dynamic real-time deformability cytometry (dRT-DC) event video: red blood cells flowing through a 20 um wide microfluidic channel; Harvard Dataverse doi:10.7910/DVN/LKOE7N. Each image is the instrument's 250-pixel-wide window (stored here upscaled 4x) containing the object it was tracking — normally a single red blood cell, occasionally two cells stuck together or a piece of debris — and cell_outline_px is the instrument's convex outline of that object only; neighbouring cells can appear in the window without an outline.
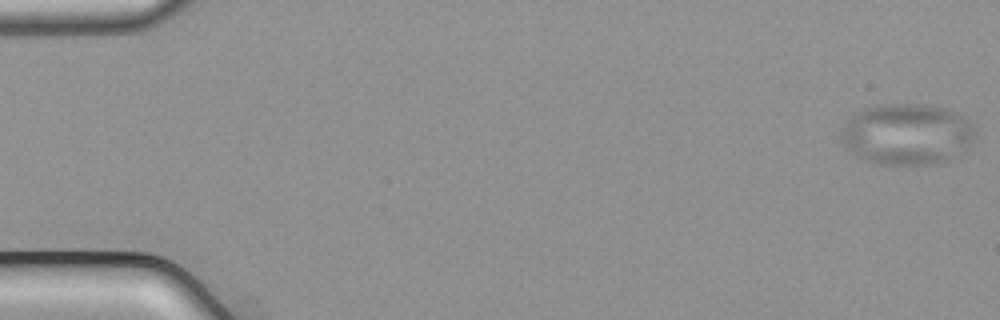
{"species": "common noctule bat (a hibernating species)", "species_latin": "Nyctalus noctula", "temperature_condition": "cold", "stored_images_in_passage": 51, "camera_frame_rate_fps": 3000, "um_per_image_px": 0.085, "animal": {"sex": "male", "body_mass_g": 21.5, "forearm_length_mm": 52.0}, "frame": {"image": 1, "passage_image": 1, "time_ms": 0.0, "image_size_px": [1000, 320], "cell_outline_px": [[976, 140], [972, 144], [948, 160], [936, 164], [872, 164], [856, 156], [848, 148], [840, 132], [844, 124], [856, 112], [864, 108], [876, 104], [924, 104], [952, 108], [968, 116], [976, 124]], "centroid_in_image_um": [77.19, 11.37], "position_along_channel_um": 7.8, "area_um2": 48.84}}
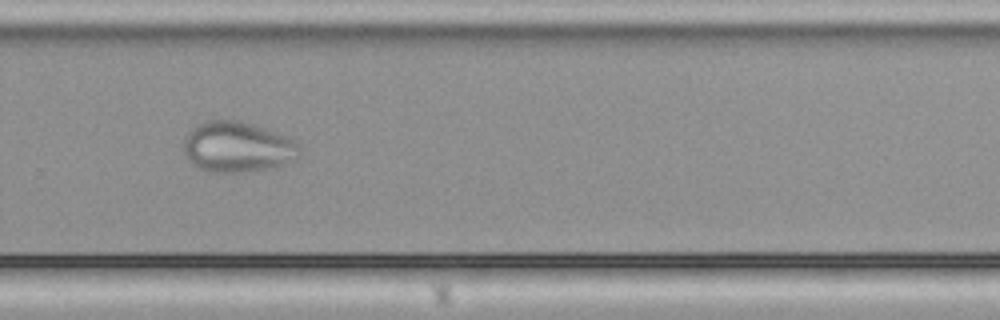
{"frame": {"image": 2, "passage_image": 37, "time_ms": 12.0, "image_size_px": [1000, 320], "cell_outline_px": [[300, 152], [296, 156], [284, 164], [276, 168], [244, 172], [208, 172], [196, 168], [184, 156], [184, 140], [188, 132], [196, 124], [204, 120], [240, 120], [252, 124], [296, 140], [300, 144]], "centroid_in_image_um": [20.14, 12.5], "position_along_channel_um": 309.7, "area_um2": 34.51}}
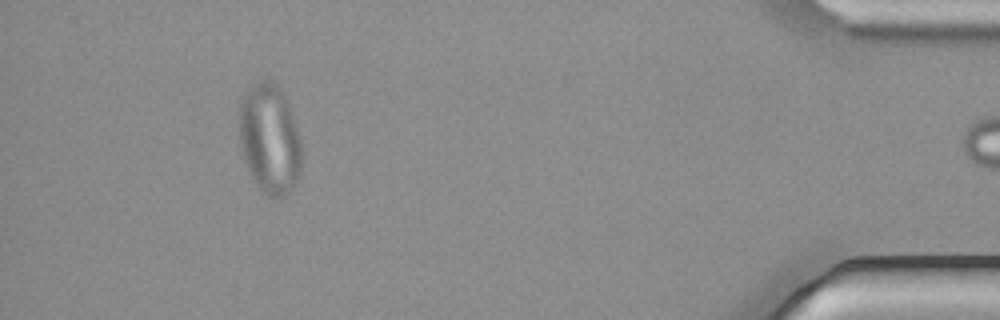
{"frame": {"image": 3, "passage_image": 50, "time_ms": 16.333, "image_size_px": [1000, 320], "cell_outline_px": [[300, 172], [296, 180], [288, 192], [284, 196], [272, 200], [256, 184], [248, 172], [240, 148], [240, 100], [248, 84], [264, 80], [268, 80], [280, 88], [284, 92], [300, 136]], "centroid_in_image_um": [22.89, 11.79], "position_along_channel_um": 412.3, "area_um2": 40.17}}